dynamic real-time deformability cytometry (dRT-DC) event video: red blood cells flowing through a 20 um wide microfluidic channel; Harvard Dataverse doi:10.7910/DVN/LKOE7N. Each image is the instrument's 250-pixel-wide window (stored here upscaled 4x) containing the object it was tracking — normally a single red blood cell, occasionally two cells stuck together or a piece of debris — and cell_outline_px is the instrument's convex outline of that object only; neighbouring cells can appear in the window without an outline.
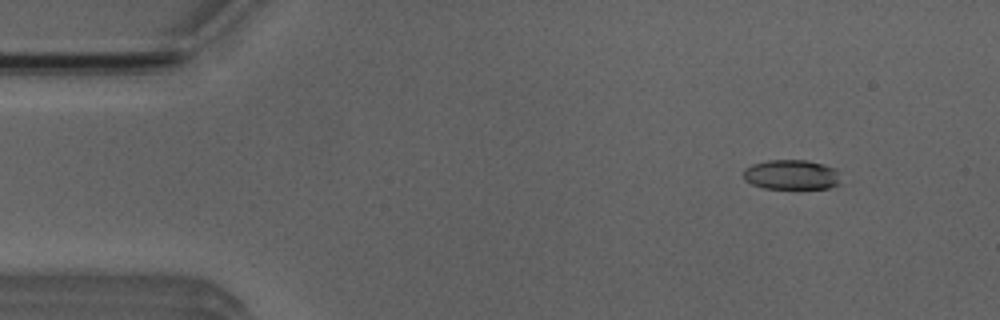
{"species": "Egyptian fruit bat (a non-hibernating species)", "species_latin": "Rousettus aegyptiacus", "temperature_condition": "room temperature", "stored_images_in_passage": 51, "camera_frame_rate_fps": 3000, "um_per_image_px": 0.085, "animal": {"sex": "male"}, "frame": {"image": 1, "passage_image": 5, "time_ms": 1.333, "image_size_px": [1000, 320], "cell_outline_px": [[844, 184], [828, 188], [764, 188], [752, 184], [744, 180], [744, 168], [752, 164], [768, 160], [804, 160], [824, 164], [836, 168]], "centroid_in_image_um": [67.33, 14.85], "position_along_channel_um": 17.7, "area_um2": 17.17}}
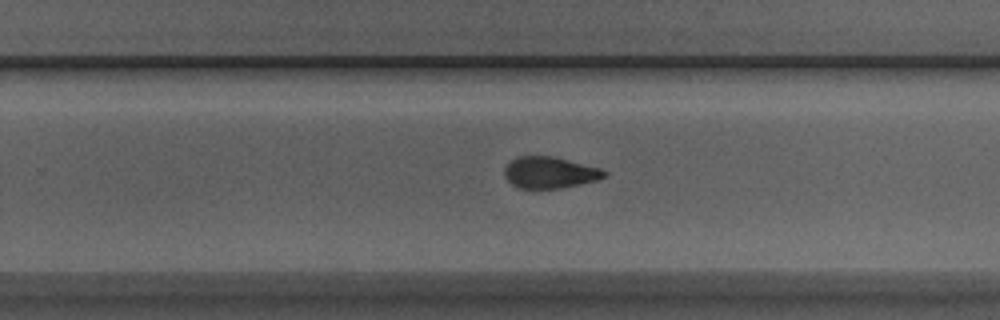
{"frame": {"image": 2, "passage_image": 32, "time_ms": 10.333, "image_size_px": [1000, 320], "cell_outline_px": [[608, 172], [604, 176], [596, 180], [580, 184], [560, 188], [516, 188], [504, 176], [504, 168], [516, 156], [552, 156], [600, 168]], "centroid_in_image_um": [46.69, 14.66], "position_along_channel_um": 283.1, "area_um2": 18.15}}
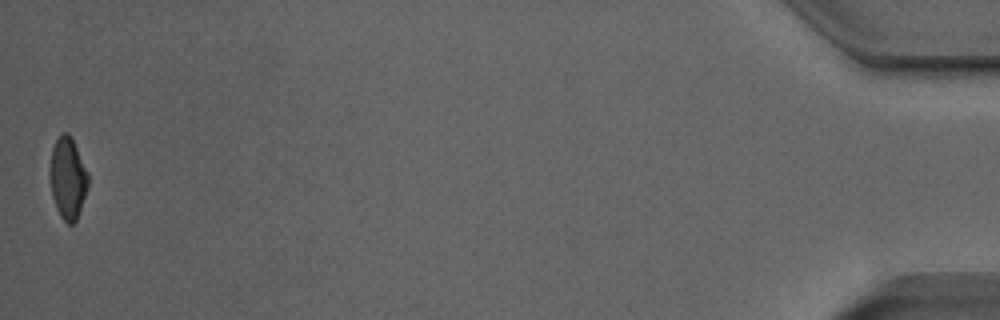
{"frame": {"image": 3, "passage_image": 51, "time_ms": 16.667, "image_size_px": [1000, 320], "cell_outline_px": [[88, 184], [76, 220], [72, 224], [68, 224], [60, 216], [56, 208], [52, 196], [48, 176], [48, 172], [52, 148], [56, 140], [64, 132], [68, 132], [88, 172]], "centroid_in_image_um": [5.72, 15.15], "position_along_channel_um": 429.5, "area_um2": 18.03}, "authors_computed_cell_mechanics": {"area_um2": 18.9006, "velocity_mm_per_s": 3.9451, "shape_relaxation_time_tau1_ms": 5.8454, "shape_relaxation_time_tau2_ms": 2.6942, "deformation_change_tau1": 0.1683, "deformation_change_tau2": 0.0986}}